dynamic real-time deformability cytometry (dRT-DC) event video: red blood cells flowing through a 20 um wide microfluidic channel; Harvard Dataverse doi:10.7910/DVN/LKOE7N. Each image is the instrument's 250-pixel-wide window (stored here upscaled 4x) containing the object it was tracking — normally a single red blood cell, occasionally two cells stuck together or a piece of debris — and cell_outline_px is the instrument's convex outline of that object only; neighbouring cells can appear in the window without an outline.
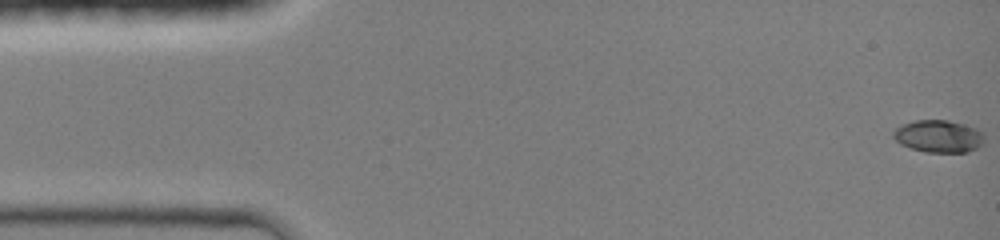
{"species": "common noctule bat (a hibernating species)", "species_latin": "Nyctalus noctula", "temperature_condition": "room temperature", "stored_images_in_passage": 40, "camera_frame_rate_fps": 3000, "um_per_image_px": 0.085, "animal": {"sex": "female", "body_mass_g": 19.0, "forearm_length_mm": 51.5}, "frame": {"image": 1, "passage_image": 1, "time_ms": 0.0, "image_size_px": [1000, 240], "cell_outline_px": [[984, 140], [976, 148], [968, 152], [924, 152], [900, 144], [892, 136], [892, 132], [896, 128], [904, 124], [916, 120], [948, 120], [964, 124], [976, 128], [984, 132]], "centroid_in_image_um": [79.79, 11.58], "position_along_channel_um": 5.2, "area_um2": 17.17}}
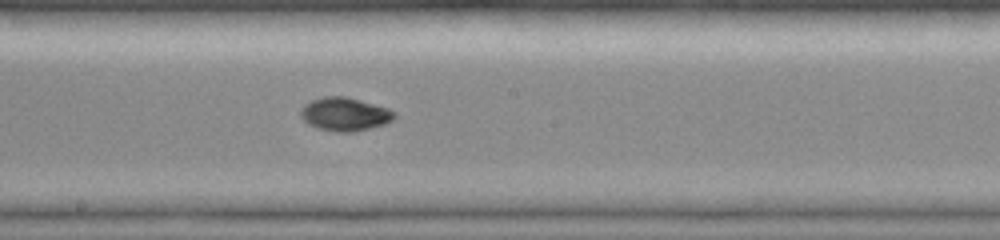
{"frame": {"image": 2, "passage_image": 25, "time_ms": 8.0, "image_size_px": [1000, 240], "cell_outline_px": [[396, 116], [392, 120], [384, 124], [352, 132], [336, 132], [320, 128], [308, 124], [300, 116], [300, 112], [304, 104], [312, 100], [324, 96], [344, 96], [360, 100], [388, 108], [396, 112]], "centroid_in_image_um": [29.3, 9.7], "position_along_channel_um": 218.9, "area_um2": 18.09}}
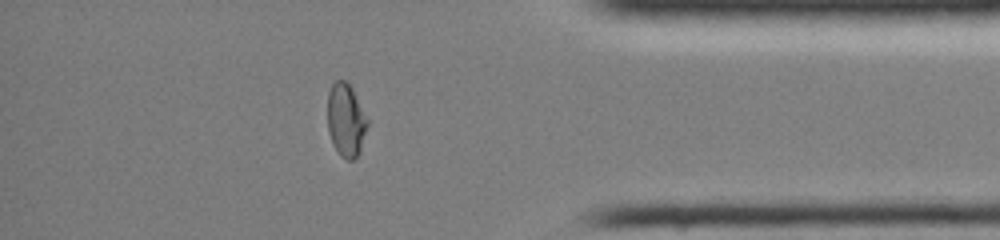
{"frame": {"image": 3, "passage_image": 39, "time_ms": 12.667, "image_size_px": [1000, 240], "cell_outline_px": [[368, 124], [360, 152], [352, 160], [348, 160], [340, 156], [332, 144], [328, 132], [328, 92], [332, 84], [336, 80], [344, 80], [352, 88], [368, 120]], "centroid_in_image_um": [29.39, 10.23], "position_along_channel_um": 405.8, "area_um2": 16.99}}